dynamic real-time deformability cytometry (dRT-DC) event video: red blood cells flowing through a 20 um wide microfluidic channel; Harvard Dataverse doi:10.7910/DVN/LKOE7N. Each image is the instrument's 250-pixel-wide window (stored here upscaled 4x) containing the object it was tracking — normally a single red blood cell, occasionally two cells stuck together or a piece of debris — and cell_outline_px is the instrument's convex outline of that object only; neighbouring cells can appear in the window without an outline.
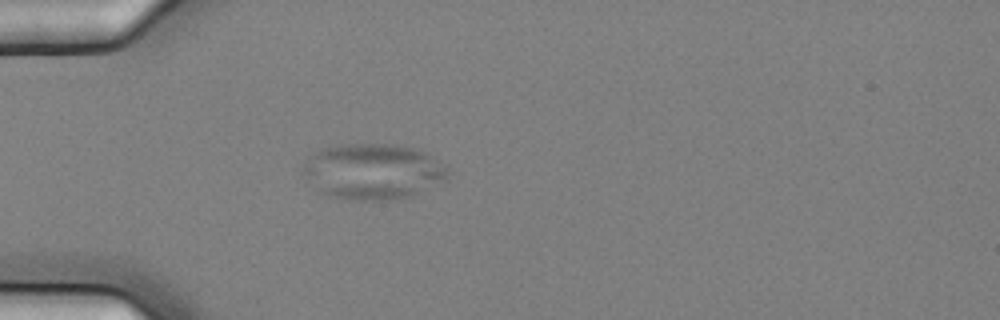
{"species": "common noctule bat (a hibernating species)", "species_latin": "Nyctalus noctula", "temperature_condition": "cold", "stored_images_in_passage": 2, "camera_frame_rate_fps": 3000, "um_per_image_px": 0.085, "animal": {"sex": "female", "body_mass_g": 25.1}, "frame": {"image": 1, "passage_image": 1, "time_ms": 0.0, "image_size_px": [1000, 320], "cell_outline_px": [[448, 176], [444, 180], [416, 192], [404, 196], [388, 200], [348, 200], [328, 196], [320, 192], [316, 188], [304, 172], [304, 164], [320, 148], [348, 144], [396, 144], [420, 148], [448, 164]], "centroid_in_image_um": [31.75, 14.55], "position_along_channel_um": 53.2, "area_um2": 46.82}}